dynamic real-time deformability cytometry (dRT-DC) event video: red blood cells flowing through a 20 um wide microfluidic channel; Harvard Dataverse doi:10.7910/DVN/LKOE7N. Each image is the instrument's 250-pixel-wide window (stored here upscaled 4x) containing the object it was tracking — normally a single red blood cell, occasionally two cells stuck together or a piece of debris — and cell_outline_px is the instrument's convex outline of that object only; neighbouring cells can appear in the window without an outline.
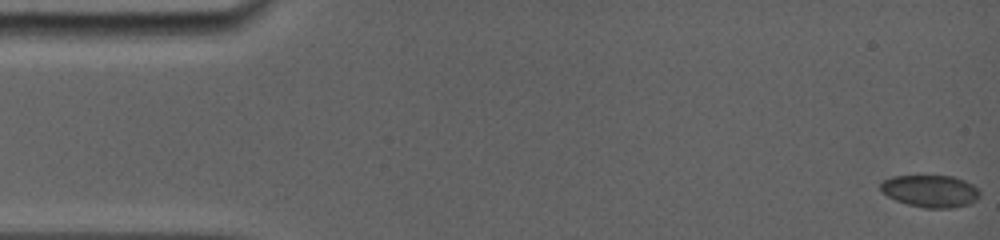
{"species": "common noctule bat (a hibernating species)", "species_latin": "Nyctalus noctula", "temperature_condition": "room temperature", "stored_images_in_passage": 41, "camera_frame_rate_fps": 5000, "um_per_image_px": 0.085, "animal": {"sex": "female", "body_mass_g": 19.0, "forearm_length_mm": 56.7}, "frame": {"image": 1, "passage_image": 1, "time_ms": 0.0, "image_size_px": [1000, 240], "cell_outline_px": [[980, 196], [976, 200], [968, 204], [952, 208], [924, 208], [908, 204], [896, 200], [880, 192], [880, 184], [884, 180], [892, 176], [952, 176], [964, 180], [972, 184], [980, 192]], "centroid_in_image_um": [79.07, 16.24], "position_along_channel_um": 5.9, "area_um2": 18.61}}
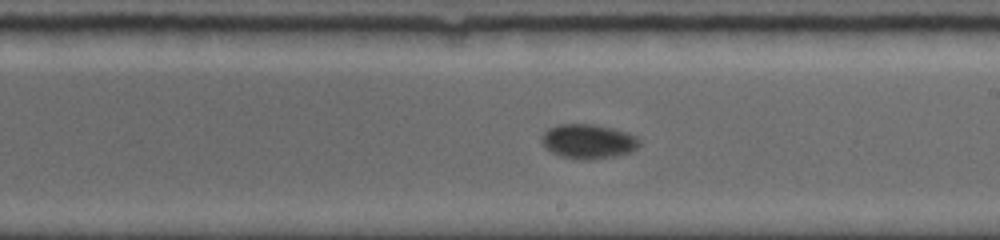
{"frame": {"image": 2, "passage_image": 24, "time_ms": 9.6, "image_size_px": [1000, 240], "cell_outline_px": [[640, 144], [636, 148], [628, 152], [616, 156], [560, 156], [544, 148], [540, 140], [540, 136], [548, 128], [560, 124], [596, 124], [628, 132], [636, 136], [640, 140]], "centroid_in_image_um": [49.97, 11.95], "position_along_channel_um": 239.0, "area_um2": 18.96}}
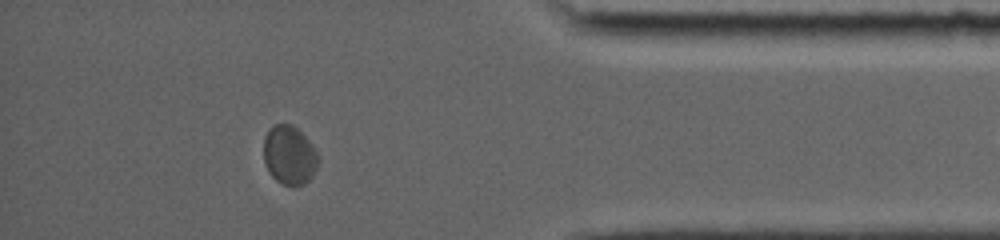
{"frame": {"image": 3, "passage_image": 36, "time_ms": 14.6, "image_size_px": [1000, 240], "cell_outline_px": [[320, 160], [312, 176], [304, 184], [296, 188], [292, 188], [276, 180], [268, 172], [264, 164], [264, 136], [268, 128], [272, 124], [292, 124], [308, 140], [320, 156]], "centroid_in_image_um": [24.59, 13.21], "position_along_channel_um": 410.6, "area_um2": 19.13}, "authors_computed_cell_mechanics": {"area_um2": 18.7272, "velocity_mm_per_s": 3.7913, "shape_relaxation_time_tau1_ms": 3.1335, "shape_relaxation_time_tau2_ms": 4.8532, "deformation_change_tau1": 0.0753, "deformation_change_tau2": 0.0439}}